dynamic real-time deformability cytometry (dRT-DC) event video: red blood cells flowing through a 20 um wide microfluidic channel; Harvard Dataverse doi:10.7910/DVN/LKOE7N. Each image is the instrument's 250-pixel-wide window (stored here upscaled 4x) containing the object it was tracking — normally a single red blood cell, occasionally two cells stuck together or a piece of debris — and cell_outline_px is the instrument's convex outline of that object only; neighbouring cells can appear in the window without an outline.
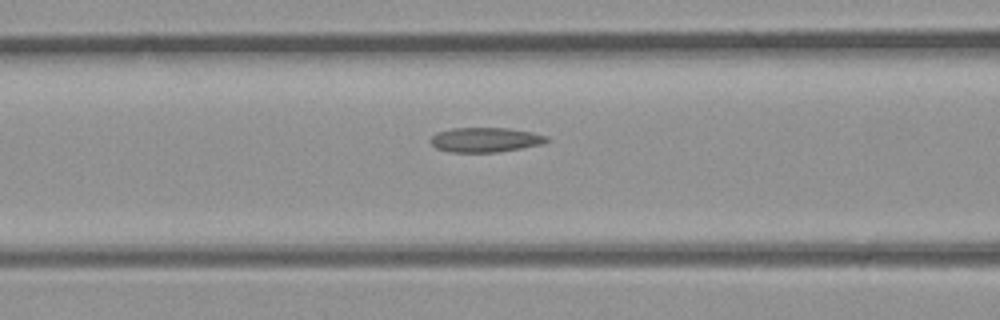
{"species": "common noctule bat (a hibernating species)", "species_latin": "Nyctalus noctula", "temperature_condition": "room temperature", "stored_images_in_passage": 7, "segment_of_instrument_passage": [2, 2], "camera_frame_rate_fps": 3000, "um_per_image_px": 0.085, "animal": {"sex": "male", "body_mass_g": 23.1, "forearm_length_mm": 52.7}, "frame": {"image": 1, "passage_image": 7, "time_ms": 2.0, "image_size_px": [1000, 320], "cell_outline_px": [[548, 140], [540, 144], [520, 148], [496, 152], [452, 152], [436, 148], [432, 144], [432, 136], [436, 132], [452, 128], [508, 128], [532, 132], [548, 136]], "centroid_in_image_um": [41.24, 11.87], "position_along_channel_um": 125.4, "area_um2": 16.47}}